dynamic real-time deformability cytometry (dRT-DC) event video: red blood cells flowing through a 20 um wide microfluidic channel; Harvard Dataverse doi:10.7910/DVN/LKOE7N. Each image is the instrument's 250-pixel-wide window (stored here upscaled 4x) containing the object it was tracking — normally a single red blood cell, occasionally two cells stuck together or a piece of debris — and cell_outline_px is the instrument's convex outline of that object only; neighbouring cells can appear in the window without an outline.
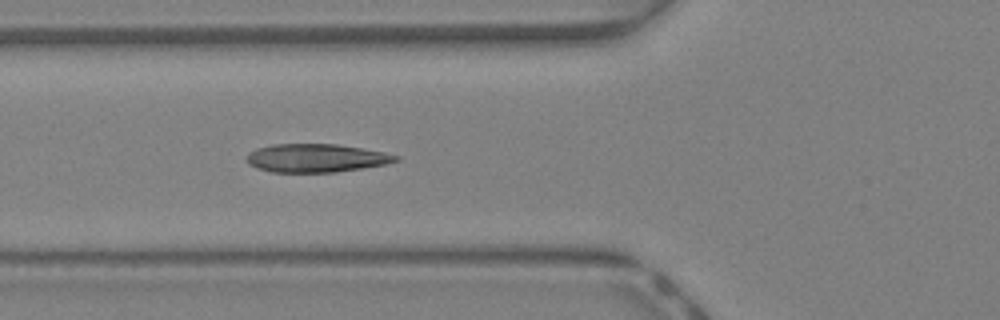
{"species": "Egyptian fruit bat (a non-hibernating species)", "species_latin": "Rousettus aegyptiacus", "temperature_condition": "warm", "stored_images_in_passage": 15, "camera_frame_rate_fps": 3000, "um_per_image_px": 0.085, "animal": {"sex": "female"}, "frame": {"image": 1, "passage_image": 7, "time_ms": 2.0, "image_size_px": [1000, 320], "cell_outline_px": [[400, 160], [384, 164], [336, 172], [272, 172], [256, 168], [248, 164], [248, 152], [256, 148], [272, 144], [336, 144], [384, 152], [400, 156]], "centroid_in_image_um": [26.84, 13.43], "position_along_channel_um": 99.0, "area_um2": 24.51}}
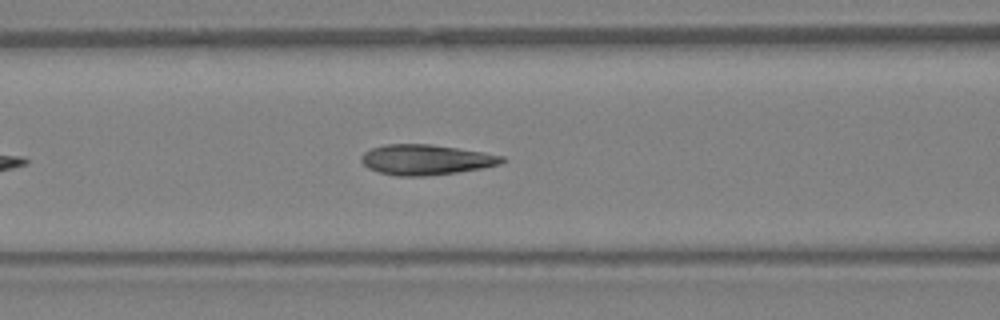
{"frame": {"image": 2, "passage_image": 9, "time_ms": 2.667, "image_size_px": [1000, 320], "cell_outline_px": [[508, 160], [500, 164], [480, 168], [456, 172], [424, 176], [396, 176], [380, 172], [368, 168], [360, 160], [360, 156], [364, 152], [372, 148], [384, 144], [432, 144], [484, 152], [504, 156]], "centroid_in_image_um": [36.2, 13.56], "position_along_channel_um": 130.4, "area_um2": 24.85}}